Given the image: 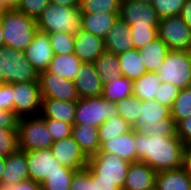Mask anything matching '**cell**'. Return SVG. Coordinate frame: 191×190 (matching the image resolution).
<instances>
[{
    "mask_svg": "<svg viewBox=\"0 0 191 190\" xmlns=\"http://www.w3.org/2000/svg\"><path fill=\"white\" fill-rule=\"evenodd\" d=\"M28 179L29 173L26 152L18 149L6 157L0 189L8 188L11 185Z\"/></svg>",
    "mask_w": 191,
    "mask_h": 190,
    "instance_id": "19",
    "label": "cell"
},
{
    "mask_svg": "<svg viewBox=\"0 0 191 190\" xmlns=\"http://www.w3.org/2000/svg\"><path fill=\"white\" fill-rule=\"evenodd\" d=\"M37 28L45 33L65 32L74 35L81 30L79 7L49 4L36 19Z\"/></svg>",
    "mask_w": 191,
    "mask_h": 190,
    "instance_id": "3",
    "label": "cell"
},
{
    "mask_svg": "<svg viewBox=\"0 0 191 190\" xmlns=\"http://www.w3.org/2000/svg\"><path fill=\"white\" fill-rule=\"evenodd\" d=\"M130 162L110 152H97L88 157V167L91 169L92 180L113 182V185L123 189Z\"/></svg>",
    "mask_w": 191,
    "mask_h": 190,
    "instance_id": "4",
    "label": "cell"
},
{
    "mask_svg": "<svg viewBox=\"0 0 191 190\" xmlns=\"http://www.w3.org/2000/svg\"><path fill=\"white\" fill-rule=\"evenodd\" d=\"M50 3L66 5L69 7H79V0H50Z\"/></svg>",
    "mask_w": 191,
    "mask_h": 190,
    "instance_id": "55",
    "label": "cell"
},
{
    "mask_svg": "<svg viewBox=\"0 0 191 190\" xmlns=\"http://www.w3.org/2000/svg\"><path fill=\"white\" fill-rule=\"evenodd\" d=\"M156 73L161 82L179 89L191 87V51L170 50Z\"/></svg>",
    "mask_w": 191,
    "mask_h": 190,
    "instance_id": "7",
    "label": "cell"
},
{
    "mask_svg": "<svg viewBox=\"0 0 191 190\" xmlns=\"http://www.w3.org/2000/svg\"><path fill=\"white\" fill-rule=\"evenodd\" d=\"M77 102L58 99H42L40 115L43 119H55L74 125Z\"/></svg>",
    "mask_w": 191,
    "mask_h": 190,
    "instance_id": "23",
    "label": "cell"
},
{
    "mask_svg": "<svg viewBox=\"0 0 191 190\" xmlns=\"http://www.w3.org/2000/svg\"><path fill=\"white\" fill-rule=\"evenodd\" d=\"M134 1L144 2V3H147V4H151V5L154 2V0H134Z\"/></svg>",
    "mask_w": 191,
    "mask_h": 190,
    "instance_id": "58",
    "label": "cell"
},
{
    "mask_svg": "<svg viewBox=\"0 0 191 190\" xmlns=\"http://www.w3.org/2000/svg\"><path fill=\"white\" fill-rule=\"evenodd\" d=\"M138 51L147 72L156 73L170 49L157 37Z\"/></svg>",
    "mask_w": 191,
    "mask_h": 190,
    "instance_id": "26",
    "label": "cell"
},
{
    "mask_svg": "<svg viewBox=\"0 0 191 190\" xmlns=\"http://www.w3.org/2000/svg\"><path fill=\"white\" fill-rule=\"evenodd\" d=\"M54 55L74 53V35L65 32L48 34Z\"/></svg>",
    "mask_w": 191,
    "mask_h": 190,
    "instance_id": "38",
    "label": "cell"
},
{
    "mask_svg": "<svg viewBox=\"0 0 191 190\" xmlns=\"http://www.w3.org/2000/svg\"><path fill=\"white\" fill-rule=\"evenodd\" d=\"M93 190H120L113 182L93 180Z\"/></svg>",
    "mask_w": 191,
    "mask_h": 190,
    "instance_id": "53",
    "label": "cell"
},
{
    "mask_svg": "<svg viewBox=\"0 0 191 190\" xmlns=\"http://www.w3.org/2000/svg\"><path fill=\"white\" fill-rule=\"evenodd\" d=\"M157 33L170 50L191 51V29L180 15L161 18Z\"/></svg>",
    "mask_w": 191,
    "mask_h": 190,
    "instance_id": "9",
    "label": "cell"
},
{
    "mask_svg": "<svg viewBox=\"0 0 191 190\" xmlns=\"http://www.w3.org/2000/svg\"><path fill=\"white\" fill-rule=\"evenodd\" d=\"M171 116L175 123L191 117V87L180 89L171 107Z\"/></svg>",
    "mask_w": 191,
    "mask_h": 190,
    "instance_id": "36",
    "label": "cell"
},
{
    "mask_svg": "<svg viewBox=\"0 0 191 190\" xmlns=\"http://www.w3.org/2000/svg\"><path fill=\"white\" fill-rule=\"evenodd\" d=\"M186 1L187 0H154L152 6L161 19L180 15L181 9Z\"/></svg>",
    "mask_w": 191,
    "mask_h": 190,
    "instance_id": "39",
    "label": "cell"
},
{
    "mask_svg": "<svg viewBox=\"0 0 191 190\" xmlns=\"http://www.w3.org/2000/svg\"><path fill=\"white\" fill-rule=\"evenodd\" d=\"M29 179L42 183L45 178L54 173L62 172L65 168L53 156L51 148L26 152Z\"/></svg>",
    "mask_w": 191,
    "mask_h": 190,
    "instance_id": "13",
    "label": "cell"
},
{
    "mask_svg": "<svg viewBox=\"0 0 191 190\" xmlns=\"http://www.w3.org/2000/svg\"><path fill=\"white\" fill-rule=\"evenodd\" d=\"M180 89L169 82H162L158 92L155 95L156 100L161 105L167 106L171 109L173 102L177 98Z\"/></svg>",
    "mask_w": 191,
    "mask_h": 190,
    "instance_id": "43",
    "label": "cell"
},
{
    "mask_svg": "<svg viewBox=\"0 0 191 190\" xmlns=\"http://www.w3.org/2000/svg\"><path fill=\"white\" fill-rule=\"evenodd\" d=\"M151 135L158 136H177L176 134V123L172 116L164 118L162 121H157L156 124L152 125L151 130L148 132Z\"/></svg>",
    "mask_w": 191,
    "mask_h": 190,
    "instance_id": "46",
    "label": "cell"
},
{
    "mask_svg": "<svg viewBox=\"0 0 191 190\" xmlns=\"http://www.w3.org/2000/svg\"><path fill=\"white\" fill-rule=\"evenodd\" d=\"M137 161L149 165L156 172L183 166L185 145L178 136H158L135 132Z\"/></svg>",
    "mask_w": 191,
    "mask_h": 190,
    "instance_id": "1",
    "label": "cell"
},
{
    "mask_svg": "<svg viewBox=\"0 0 191 190\" xmlns=\"http://www.w3.org/2000/svg\"><path fill=\"white\" fill-rule=\"evenodd\" d=\"M156 171L144 162L130 163L122 190H150L156 184Z\"/></svg>",
    "mask_w": 191,
    "mask_h": 190,
    "instance_id": "18",
    "label": "cell"
},
{
    "mask_svg": "<svg viewBox=\"0 0 191 190\" xmlns=\"http://www.w3.org/2000/svg\"><path fill=\"white\" fill-rule=\"evenodd\" d=\"M99 128L95 126L73 125L72 136L87 157L100 150Z\"/></svg>",
    "mask_w": 191,
    "mask_h": 190,
    "instance_id": "27",
    "label": "cell"
},
{
    "mask_svg": "<svg viewBox=\"0 0 191 190\" xmlns=\"http://www.w3.org/2000/svg\"><path fill=\"white\" fill-rule=\"evenodd\" d=\"M131 129L132 127L120 116L107 119L99 126L100 146L107 141L127 133Z\"/></svg>",
    "mask_w": 191,
    "mask_h": 190,
    "instance_id": "33",
    "label": "cell"
},
{
    "mask_svg": "<svg viewBox=\"0 0 191 190\" xmlns=\"http://www.w3.org/2000/svg\"><path fill=\"white\" fill-rule=\"evenodd\" d=\"M49 4L50 0H21L16 8L36 20Z\"/></svg>",
    "mask_w": 191,
    "mask_h": 190,
    "instance_id": "44",
    "label": "cell"
},
{
    "mask_svg": "<svg viewBox=\"0 0 191 190\" xmlns=\"http://www.w3.org/2000/svg\"><path fill=\"white\" fill-rule=\"evenodd\" d=\"M133 48L139 50L158 37L157 27H130Z\"/></svg>",
    "mask_w": 191,
    "mask_h": 190,
    "instance_id": "40",
    "label": "cell"
},
{
    "mask_svg": "<svg viewBox=\"0 0 191 190\" xmlns=\"http://www.w3.org/2000/svg\"><path fill=\"white\" fill-rule=\"evenodd\" d=\"M46 128L52 137L53 142L64 139L72 135V124L67 122L55 120V119H44Z\"/></svg>",
    "mask_w": 191,
    "mask_h": 190,
    "instance_id": "42",
    "label": "cell"
},
{
    "mask_svg": "<svg viewBox=\"0 0 191 190\" xmlns=\"http://www.w3.org/2000/svg\"><path fill=\"white\" fill-rule=\"evenodd\" d=\"M0 190H42V184L28 179Z\"/></svg>",
    "mask_w": 191,
    "mask_h": 190,
    "instance_id": "50",
    "label": "cell"
},
{
    "mask_svg": "<svg viewBox=\"0 0 191 190\" xmlns=\"http://www.w3.org/2000/svg\"><path fill=\"white\" fill-rule=\"evenodd\" d=\"M0 75L6 84L39 82V74L27 61L25 53L7 47L0 49Z\"/></svg>",
    "mask_w": 191,
    "mask_h": 190,
    "instance_id": "5",
    "label": "cell"
},
{
    "mask_svg": "<svg viewBox=\"0 0 191 190\" xmlns=\"http://www.w3.org/2000/svg\"><path fill=\"white\" fill-rule=\"evenodd\" d=\"M182 167L185 169V171L191 178V146H187L184 148Z\"/></svg>",
    "mask_w": 191,
    "mask_h": 190,
    "instance_id": "52",
    "label": "cell"
},
{
    "mask_svg": "<svg viewBox=\"0 0 191 190\" xmlns=\"http://www.w3.org/2000/svg\"><path fill=\"white\" fill-rule=\"evenodd\" d=\"M132 95L133 81L121 75L103 85L101 96L107 101L118 102Z\"/></svg>",
    "mask_w": 191,
    "mask_h": 190,
    "instance_id": "31",
    "label": "cell"
},
{
    "mask_svg": "<svg viewBox=\"0 0 191 190\" xmlns=\"http://www.w3.org/2000/svg\"><path fill=\"white\" fill-rule=\"evenodd\" d=\"M158 190H191V178L183 167L156 173Z\"/></svg>",
    "mask_w": 191,
    "mask_h": 190,
    "instance_id": "25",
    "label": "cell"
},
{
    "mask_svg": "<svg viewBox=\"0 0 191 190\" xmlns=\"http://www.w3.org/2000/svg\"><path fill=\"white\" fill-rule=\"evenodd\" d=\"M12 111L19 117L39 115L42 96L39 82L13 83Z\"/></svg>",
    "mask_w": 191,
    "mask_h": 190,
    "instance_id": "10",
    "label": "cell"
},
{
    "mask_svg": "<svg viewBox=\"0 0 191 190\" xmlns=\"http://www.w3.org/2000/svg\"><path fill=\"white\" fill-rule=\"evenodd\" d=\"M81 64L82 62L74 53L54 55L48 71L57 74L59 77L74 81Z\"/></svg>",
    "mask_w": 191,
    "mask_h": 190,
    "instance_id": "29",
    "label": "cell"
},
{
    "mask_svg": "<svg viewBox=\"0 0 191 190\" xmlns=\"http://www.w3.org/2000/svg\"><path fill=\"white\" fill-rule=\"evenodd\" d=\"M98 152H110L122 159L132 163L137 161V148L135 141V130L103 143Z\"/></svg>",
    "mask_w": 191,
    "mask_h": 190,
    "instance_id": "22",
    "label": "cell"
},
{
    "mask_svg": "<svg viewBox=\"0 0 191 190\" xmlns=\"http://www.w3.org/2000/svg\"><path fill=\"white\" fill-rule=\"evenodd\" d=\"M21 0H0V12L16 8Z\"/></svg>",
    "mask_w": 191,
    "mask_h": 190,
    "instance_id": "54",
    "label": "cell"
},
{
    "mask_svg": "<svg viewBox=\"0 0 191 190\" xmlns=\"http://www.w3.org/2000/svg\"><path fill=\"white\" fill-rule=\"evenodd\" d=\"M104 42L106 51L116 55L132 49L133 44L130 26L118 18L105 37Z\"/></svg>",
    "mask_w": 191,
    "mask_h": 190,
    "instance_id": "21",
    "label": "cell"
},
{
    "mask_svg": "<svg viewBox=\"0 0 191 190\" xmlns=\"http://www.w3.org/2000/svg\"><path fill=\"white\" fill-rule=\"evenodd\" d=\"M0 109L12 110V85H0Z\"/></svg>",
    "mask_w": 191,
    "mask_h": 190,
    "instance_id": "49",
    "label": "cell"
},
{
    "mask_svg": "<svg viewBox=\"0 0 191 190\" xmlns=\"http://www.w3.org/2000/svg\"><path fill=\"white\" fill-rule=\"evenodd\" d=\"M0 19L3 25L5 47L24 52L38 31L36 20L17 8L1 11Z\"/></svg>",
    "mask_w": 191,
    "mask_h": 190,
    "instance_id": "2",
    "label": "cell"
},
{
    "mask_svg": "<svg viewBox=\"0 0 191 190\" xmlns=\"http://www.w3.org/2000/svg\"><path fill=\"white\" fill-rule=\"evenodd\" d=\"M79 98L102 95L103 84L94 63H82L74 80Z\"/></svg>",
    "mask_w": 191,
    "mask_h": 190,
    "instance_id": "17",
    "label": "cell"
},
{
    "mask_svg": "<svg viewBox=\"0 0 191 190\" xmlns=\"http://www.w3.org/2000/svg\"><path fill=\"white\" fill-rule=\"evenodd\" d=\"M75 172V170L65 167L62 172L48 175L41 183L42 190H70Z\"/></svg>",
    "mask_w": 191,
    "mask_h": 190,
    "instance_id": "35",
    "label": "cell"
},
{
    "mask_svg": "<svg viewBox=\"0 0 191 190\" xmlns=\"http://www.w3.org/2000/svg\"><path fill=\"white\" fill-rule=\"evenodd\" d=\"M19 149L17 129L0 128V156L7 157Z\"/></svg>",
    "mask_w": 191,
    "mask_h": 190,
    "instance_id": "41",
    "label": "cell"
},
{
    "mask_svg": "<svg viewBox=\"0 0 191 190\" xmlns=\"http://www.w3.org/2000/svg\"><path fill=\"white\" fill-rule=\"evenodd\" d=\"M171 115V109L161 105L156 100H143L141 102L140 116L132 129L138 133H148L153 124L162 121L164 118Z\"/></svg>",
    "mask_w": 191,
    "mask_h": 190,
    "instance_id": "20",
    "label": "cell"
},
{
    "mask_svg": "<svg viewBox=\"0 0 191 190\" xmlns=\"http://www.w3.org/2000/svg\"><path fill=\"white\" fill-rule=\"evenodd\" d=\"M19 118L12 110L0 109V128L17 129Z\"/></svg>",
    "mask_w": 191,
    "mask_h": 190,
    "instance_id": "48",
    "label": "cell"
},
{
    "mask_svg": "<svg viewBox=\"0 0 191 190\" xmlns=\"http://www.w3.org/2000/svg\"><path fill=\"white\" fill-rule=\"evenodd\" d=\"M51 150L53 156L64 167L79 171L88 165V157L75 142L72 135L53 142Z\"/></svg>",
    "mask_w": 191,
    "mask_h": 190,
    "instance_id": "14",
    "label": "cell"
},
{
    "mask_svg": "<svg viewBox=\"0 0 191 190\" xmlns=\"http://www.w3.org/2000/svg\"><path fill=\"white\" fill-rule=\"evenodd\" d=\"M105 51L104 39L82 29L74 34V54L82 63H94Z\"/></svg>",
    "mask_w": 191,
    "mask_h": 190,
    "instance_id": "16",
    "label": "cell"
},
{
    "mask_svg": "<svg viewBox=\"0 0 191 190\" xmlns=\"http://www.w3.org/2000/svg\"><path fill=\"white\" fill-rule=\"evenodd\" d=\"M118 18L119 13L81 14V29L105 39Z\"/></svg>",
    "mask_w": 191,
    "mask_h": 190,
    "instance_id": "24",
    "label": "cell"
},
{
    "mask_svg": "<svg viewBox=\"0 0 191 190\" xmlns=\"http://www.w3.org/2000/svg\"><path fill=\"white\" fill-rule=\"evenodd\" d=\"M3 84H5L4 78H3V75H0V85H3Z\"/></svg>",
    "mask_w": 191,
    "mask_h": 190,
    "instance_id": "59",
    "label": "cell"
},
{
    "mask_svg": "<svg viewBox=\"0 0 191 190\" xmlns=\"http://www.w3.org/2000/svg\"><path fill=\"white\" fill-rule=\"evenodd\" d=\"M17 136L19 149L25 152L51 148L53 144L45 120L40 114L20 117Z\"/></svg>",
    "mask_w": 191,
    "mask_h": 190,
    "instance_id": "6",
    "label": "cell"
},
{
    "mask_svg": "<svg viewBox=\"0 0 191 190\" xmlns=\"http://www.w3.org/2000/svg\"><path fill=\"white\" fill-rule=\"evenodd\" d=\"M117 56L121 66V75L127 79L134 81L147 73L137 49H129Z\"/></svg>",
    "mask_w": 191,
    "mask_h": 190,
    "instance_id": "28",
    "label": "cell"
},
{
    "mask_svg": "<svg viewBox=\"0 0 191 190\" xmlns=\"http://www.w3.org/2000/svg\"><path fill=\"white\" fill-rule=\"evenodd\" d=\"M121 0H79L81 14L119 13Z\"/></svg>",
    "mask_w": 191,
    "mask_h": 190,
    "instance_id": "34",
    "label": "cell"
},
{
    "mask_svg": "<svg viewBox=\"0 0 191 190\" xmlns=\"http://www.w3.org/2000/svg\"><path fill=\"white\" fill-rule=\"evenodd\" d=\"M5 161H6V158L0 156V184H1L2 174H3L4 168H5Z\"/></svg>",
    "mask_w": 191,
    "mask_h": 190,
    "instance_id": "56",
    "label": "cell"
},
{
    "mask_svg": "<svg viewBox=\"0 0 191 190\" xmlns=\"http://www.w3.org/2000/svg\"><path fill=\"white\" fill-rule=\"evenodd\" d=\"M94 64L103 85L121 76L120 62L118 56L114 53L103 52Z\"/></svg>",
    "mask_w": 191,
    "mask_h": 190,
    "instance_id": "30",
    "label": "cell"
},
{
    "mask_svg": "<svg viewBox=\"0 0 191 190\" xmlns=\"http://www.w3.org/2000/svg\"><path fill=\"white\" fill-rule=\"evenodd\" d=\"M161 83L162 82L158 79L157 73L147 72L140 78L133 81V96L141 101L153 100Z\"/></svg>",
    "mask_w": 191,
    "mask_h": 190,
    "instance_id": "32",
    "label": "cell"
},
{
    "mask_svg": "<svg viewBox=\"0 0 191 190\" xmlns=\"http://www.w3.org/2000/svg\"><path fill=\"white\" fill-rule=\"evenodd\" d=\"M70 190H93L91 169L88 166L74 173Z\"/></svg>",
    "mask_w": 191,
    "mask_h": 190,
    "instance_id": "45",
    "label": "cell"
},
{
    "mask_svg": "<svg viewBox=\"0 0 191 190\" xmlns=\"http://www.w3.org/2000/svg\"><path fill=\"white\" fill-rule=\"evenodd\" d=\"M180 16L191 29V0H187L183 5Z\"/></svg>",
    "mask_w": 191,
    "mask_h": 190,
    "instance_id": "51",
    "label": "cell"
},
{
    "mask_svg": "<svg viewBox=\"0 0 191 190\" xmlns=\"http://www.w3.org/2000/svg\"><path fill=\"white\" fill-rule=\"evenodd\" d=\"M119 18L130 27H157L160 18L151 4L121 0Z\"/></svg>",
    "mask_w": 191,
    "mask_h": 190,
    "instance_id": "12",
    "label": "cell"
},
{
    "mask_svg": "<svg viewBox=\"0 0 191 190\" xmlns=\"http://www.w3.org/2000/svg\"><path fill=\"white\" fill-rule=\"evenodd\" d=\"M120 116L116 102L107 101L102 96L79 98L74 119L75 125L98 127L107 119Z\"/></svg>",
    "mask_w": 191,
    "mask_h": 190,
    "instance_id": "8",
    "label": "cell"
},
{
    "mask_svg": "<svg viewBox=\"0 0 191 190\" xmlns=\"http://www.w3.org/2000/svg\"><path fill=\"white\" fill-rule=\"evenodd\" d=\"M141 100L135 96L127 97L116 102L120 117L124 119L131 127L136 123L140 116Z\"/></svg>",
    "mask_w": 191,
    "mask_h": 190,
    "instance_id": "37",
    "label": "cell"
},
{
    "mask_svg": "<svg viewBox=\"0 0 191 190\" xmlns=\"http://www.w3.org/2000/svg\"><path fill=\"white\" fill-rule=\"evenodd\" d=\"M38 80L42 99H58L70 102L79 100L74 81L59 77L48 70L40 72Z\"/></svg>",
    "mask_w": 191,
    "mask_h": 190,
    "instance_id": "11",
    "label": "cell"
},
{
    "mask_svg": "<svg viewBox=\"0 0 191 190\" xmlns=\"http://www.w3.org/2000/svg\"><path fill=\"white\" fill-rule=\"evenodd\" d=\"M24 53L27 61L38 74L48 70L54 57L48 33L38 30Z\"/></svg>",
    "mask_w": 191,
    "mask_h": 190,
    "instance_id": "15",
    "label": "cell"
},
{
    "mask_svg": "<svg viewBox=\"0 0 191 190\" xmlns=\"http://www.w3.org/2000/svg\"><path fill=\"white\" fill-rule=\"evenodd\" d=\"M5 47L4 45V37H3V25L0 19V49Z\"/></svg>",
    "mask_w": 191,
    "mask_h": 190,
    "instance_id": "57",
    "label": "cell"
},
{
    "mask_svg": "<svg viewBox=\"0 0 191 190\" xmlns=\"http://www.w3.org/2000/svg\"><path fill=\"white\" fill-rule=\"evenodd\" d=\"M176 134L185 147L191 146V117L176 123Z\"/></svg>",
    "mask_w": 191,
    "mask_h": 190,
    "instance_id": "47",
    "label": "cell"
}]
</instances>
